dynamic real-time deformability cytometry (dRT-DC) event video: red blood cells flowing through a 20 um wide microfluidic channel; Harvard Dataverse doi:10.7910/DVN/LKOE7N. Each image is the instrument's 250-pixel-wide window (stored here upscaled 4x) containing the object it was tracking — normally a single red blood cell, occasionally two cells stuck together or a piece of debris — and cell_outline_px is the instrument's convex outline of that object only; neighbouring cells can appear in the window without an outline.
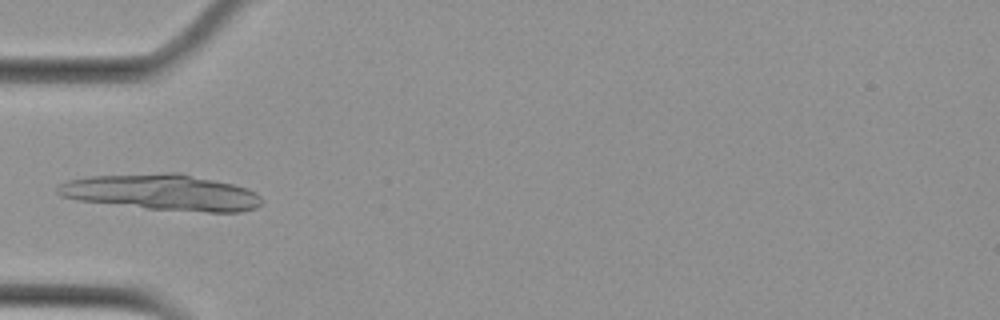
{"species": "Egyptian fruit bat (a non-hibernating species)", "species_latin": "Rousettus aegyptiacus", "temperature_condition": "cold", "stored_images_in_passage": 1, "camera_frame_rate_fps": 3000, "um_per_image_px": 0.085, "animal": {"sex": "female"}, "frame": {"image": 1, "passage_image": 1, "time_ms": 0.0, "image_size_px": [1000, 320], "cell_outline_px": [[264, 200], [256, 208], [240, 212], [208, 212], [148, 208], [76, 200], [60, 196], [56, 192], [56, 188], [60, 184], [68, 180], [88, 176], [164, 172], [180, 172], [232, 184], [248, 188], [256, 192]], "centroid_in_image_um": [13.77, 16.34], "position_along_channel_um": 71.2, "area_um2": 43.0}}